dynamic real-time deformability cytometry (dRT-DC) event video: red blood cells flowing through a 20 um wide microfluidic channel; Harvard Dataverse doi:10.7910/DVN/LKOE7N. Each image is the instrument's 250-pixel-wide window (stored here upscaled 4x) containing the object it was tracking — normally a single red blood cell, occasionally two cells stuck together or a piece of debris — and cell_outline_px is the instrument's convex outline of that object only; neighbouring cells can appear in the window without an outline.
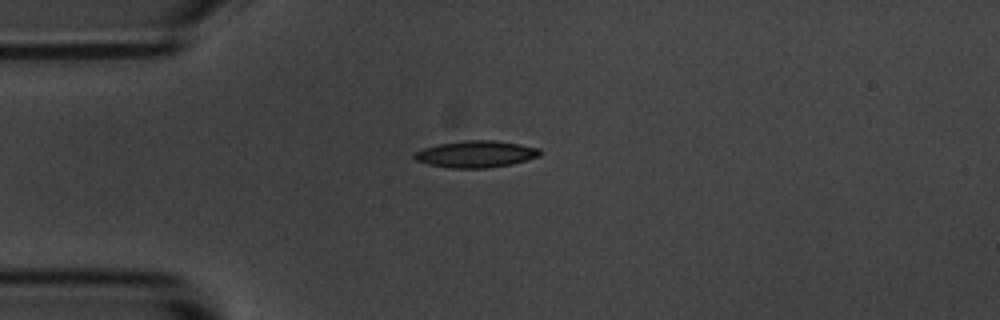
{"species": "common noctule bat (a hibernating species)", "species_latin": "Nyctalus noctula", "temperature_condition": "room temperature", "stored_images_in_passage": 5, "camera_frame_rate_fps": 3000, "um_per_image_px": 0.085, "animal": {"sex": "male", "body_mass_g": 20.1, "forearm_length_mm": 53.5}, "frame": {"image": 1, "passage_image": 5, "time_ms": 1.333, "image_size_px": [1000, 320], "cell_outline_px": [[540, 156], [512, 164], [488, 168], [452, 168], [428, 164], [416, 160], [412, 156], [416, 152], [424, 148], [440, 144], [464, 140], [496, 140], [520, 144], [540, 148]], "centroid_in_image_um": [40.48, 13.09], "position_along_channel_um": 44.5, "area_um2": 19.54}}